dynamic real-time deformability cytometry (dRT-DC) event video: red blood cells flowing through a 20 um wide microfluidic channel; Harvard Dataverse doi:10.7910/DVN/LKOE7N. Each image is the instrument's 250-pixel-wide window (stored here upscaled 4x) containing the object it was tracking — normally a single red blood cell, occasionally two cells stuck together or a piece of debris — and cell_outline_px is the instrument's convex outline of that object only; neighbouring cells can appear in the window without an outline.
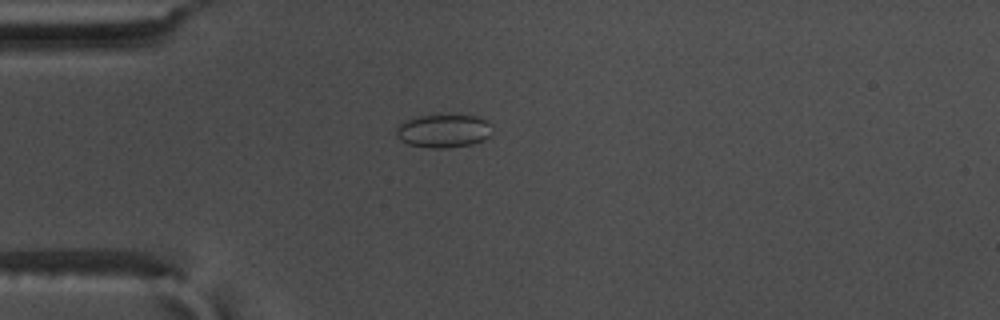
{"species": "common noctule bat (a hibernating species)", "species_latin": "Nyctalus noctula", "temperature_condition": "warm", "stored_images_in_passage": 57, "camera_frame_rate_fps": 3000, "um_per_image_px": 0.085, "animal": {"sex": "male", "body_mass_g": 17.5, "forearm_length_mm": 52.3}, "frame": {"image": 1, "passage_image": 16, "time_ms": 5.0, "image_size_px": [1000, 320], "cell_outline_px": [[492, 132], [484, 140], [472, 144], [444, 148], [432, 148], [408, 144], [400, 140], [396, 136], [396, 128], [400, 124], [408, 120], [420, 116], [476, 116], [488, 120]], "centroid_in_image_um": [37.71, 11.14], "position_along_channel_um": 47.3, "area_um2": 18.32}}
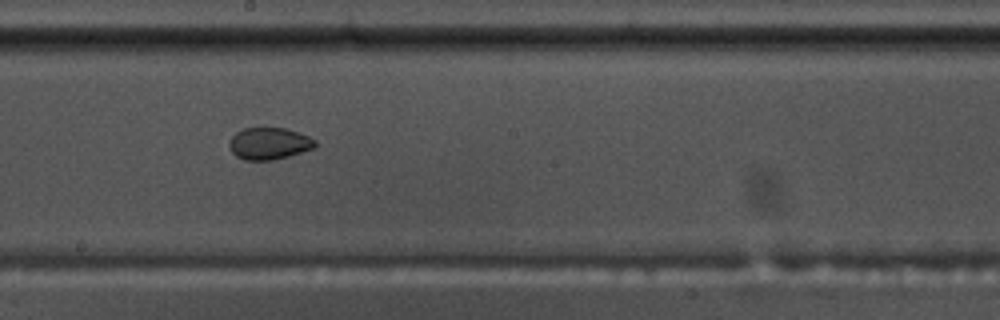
{"frame": {"image": 2, "passage_image": 32, "time_ms": 10.333, "image_size_px": [1000, 320], "cell_outline_px": [[316, 144], [312, 148], [288, 156], [272, 160], [244, 160], [236, 156], [232, 152], [228, 144], [232, 136], [236, 132], [244, 128], [288, 128], [308, 136], [316, 140]], "centroid_in_image_um": [22.85, 12.19], "position_along_channel_um": 225.4, "area_um2": 15.9}}
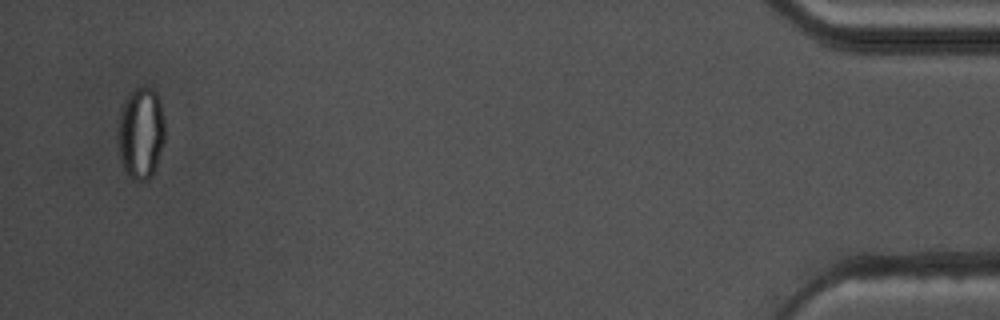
{"frame": {"image": 3, "passage_image": 55, "time_ms": 18.0, "image_size_px": [1000, 320], "cell_outline_px": [[164, 140], [152, 176], [148, 180], [132, 180], [128, 176], [120, 160], [116, 136], [116, 128], [120, 108], [128, 92], [140, 84], [144, 84], [152, 88], [156, 92], [160, 104], [164, 120]], "centroid_in_image_um": [11.92, 11.25], "position_along_channel_um": 423.3, "area_um2": 25.89}, "authors_computed_cell_mechanics": {"area_um2": 20.1144, "velocity_mm_per_s": 3.6457, "shape_relaxation_time_tau1_ms": null, "shape_relaxation_time_tau2_ms": 1.259, "deformation_change_tau1": null, "deformation_change_tau2": 0.0388}}